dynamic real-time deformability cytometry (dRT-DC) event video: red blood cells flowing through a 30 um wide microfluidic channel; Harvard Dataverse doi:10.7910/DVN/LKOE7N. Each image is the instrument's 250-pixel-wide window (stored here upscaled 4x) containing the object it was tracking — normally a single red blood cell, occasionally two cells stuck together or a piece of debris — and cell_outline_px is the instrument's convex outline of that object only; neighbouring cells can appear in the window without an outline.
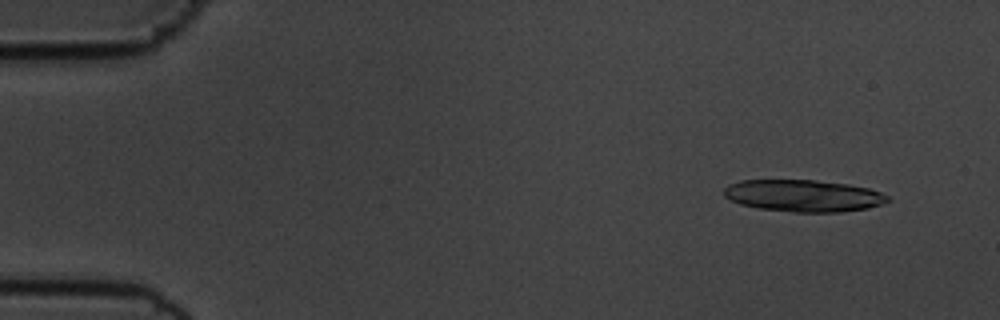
{"species": "common noctule bat (a hibernating species)", "species_latin": "Nyctalus noctula", "temperature_condition": "cold", "stored_images_in_passage": 56, "camera_frame_rate_fps": 3000, "um_per_image_px": 0.085, "animal": {"sex": "male", "body_mass_g": 19.5, "forearm_length_mm": 54.6}, "frame": {"image": 1, "passage_image": 5, "time_ms": 1.333, "image_size_px": [1000, 320], "cell_outline_px": [[892, 200], [868, 208], [840, 212], [792, 212], [760, 208], [740, 204], [724, 196], [724, 188], [728, 184], [740, 180], [816, 180], [848, 184], [868, 188], [880, 192], [888, 196]], "centroid_in_image_um": [68.29, 16.63], "position_along_channel_um": 16.7, "area_um2": 30.46}}
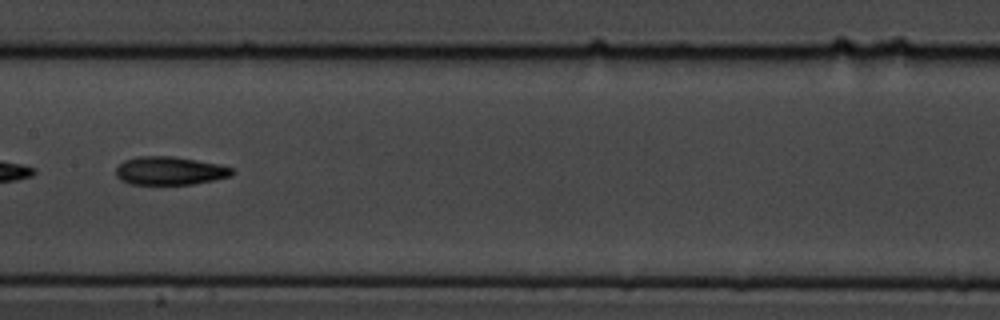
{"frame": {"image": 2, "passage_image": 29, "time_ms": 9.333, "image_size_px": [1000, 320], "cell_outline_px": [[236, 172], [232, 176], [192, 184], [128, 184], [120, 180], [116, 176], [116, 168], [124, 160], [140, 156], [172, 156], [220, 164], [232, 168]], "centroid_in_image_um": [14.43, 14.51], "position_along_channel_um": 193.0, "area_um2": 19.19}}
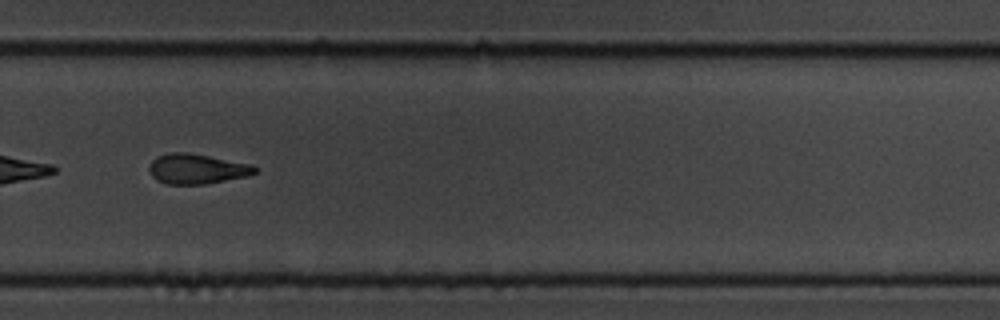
{"frame": {"image": 3, "passage_image": 39, "time_ms": 12.667, "image_size_px": [1000, 320], "cell_outline_px": [[256, 172], [248, 176], [204, 184], [168, 184], [156, 180], [148, 172], [148, 168], [152, 160], [156, 156], [168, 152], [188, 152], [252, 164], [256, 168]], "centroid_in_image_um": [16.69, 14.34], "position_along_channel_um": 313.1, "area_um2": 18.61}, "authors_computed_cell_mechanics": {"area_um2": 19.1318, "velocity_mm_per_s": 3.6212, "shape_relaxation_time_tau1_ms": null, "shape_relaxation_time_tau2_ms": 9.7513, "deformation_change_tau1": null, "deformation_change_tau2": 0.2215}}